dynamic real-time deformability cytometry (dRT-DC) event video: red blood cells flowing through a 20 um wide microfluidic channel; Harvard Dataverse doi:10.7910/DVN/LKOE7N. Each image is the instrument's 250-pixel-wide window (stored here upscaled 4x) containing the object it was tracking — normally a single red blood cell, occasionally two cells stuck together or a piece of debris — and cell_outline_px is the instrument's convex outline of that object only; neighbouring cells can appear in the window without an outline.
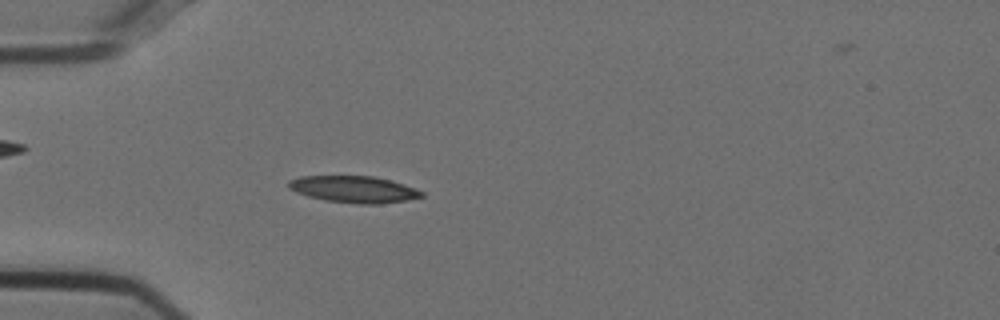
{"species": "Egyptian fruit bat (a non-hibernating species)", "species_latin": "Rousettus aegyptiacus", "temperature_condition": "cold", "stored_images_in_passage": 44, "camera_frame_rate_fps": 3000, "um_per_image_px": 0.085, "animal": {"sex": "female"}, "frame": {"image": 1, "passage_image": 6, "time_ms": 1.667, "image_size_px": [1000, 320], "cell_outline_px": [[424, 196], [404, 200], [380, 204], [360, 204], [324, 200], [308, 196], [296, 192], [288, 188], [288, 180], [300, 176], [372, 176], [404, 184], [424, 192]], "centroid_in_image_um": [30.04, 16.09], "position_along_channel_um": 55.0, "area_um2": 20.58}}
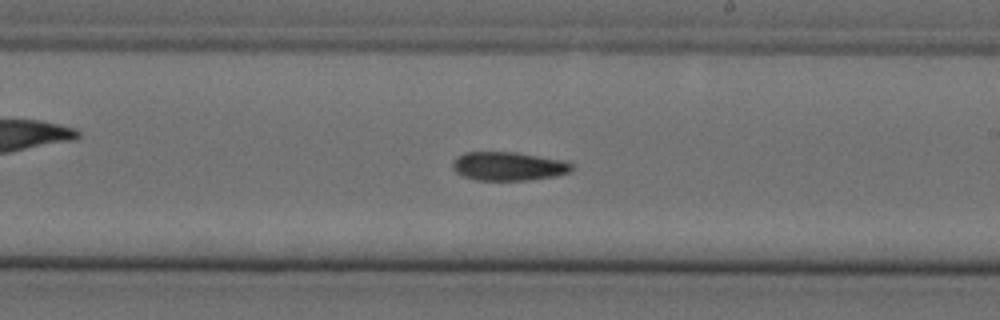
{"frame": {"image": 2, "passage_image": 22, "time_ms": 7.0, "image_size_px": [1000, 320], "cell_outline_px": [[572, 172], [556, 176], [528, 180], [476, 180], [464, 176], [456, 172], [452, 168], [452, 160], [456, 156], [464, 152], [516, 152], [564, 160], [572, 164]], "centroid_in_image_um": [43.21, 14.12], "position_along_channel_um": 245.8, "area_um2": 20.11}}
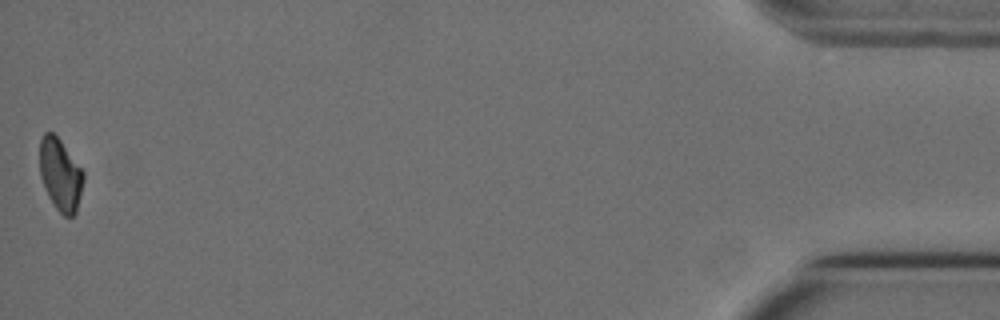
{"frame": {"image": 3, "passage_image": 44, "time_ms": 14.333, "image_size_px": [1000, 320], "cell_outline_px": [[84, 180], [76, 212], [72, 216], [64, 216], [56, 208], [48, 196], [40, 176], [40, 140], [44, 132], [52, 132], [60, 140], [84, 172]], "centroid_in_image_um": [5.13, 14.84], "position_along_channel_um": 430.1, "area_um2": 18.21}}